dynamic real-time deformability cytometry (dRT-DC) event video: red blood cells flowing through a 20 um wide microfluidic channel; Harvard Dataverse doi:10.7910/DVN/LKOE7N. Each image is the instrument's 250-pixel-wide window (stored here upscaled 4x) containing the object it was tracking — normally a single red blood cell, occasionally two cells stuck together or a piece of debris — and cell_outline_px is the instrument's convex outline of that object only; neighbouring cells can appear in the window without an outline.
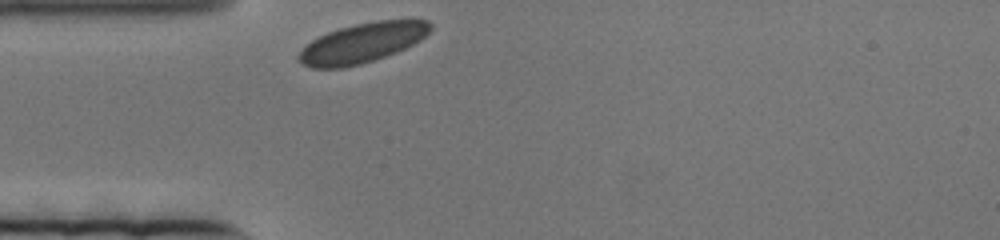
{"species": "human", "species_latin": "Homo sapiens", "temperature_condition": "cold", "stored_images_in_passage": 46, "camera_frame_rate_fps": 3000, "um_per_image_px": 0.085, "donor": {"sex": "female"}, "frame": {"image": 1, "passage_image": 1, "time_ms": 0.0, "image_size_px": [1000, 240], "cell_outline_px": [[432, 28], [420, 40], [396, 52], [360, 64], [340, 68], [312, 68], [304, 64], [296, 56], [312, 40], [328, 32], [340, 28], [356, 24], [376, 20], [428, 20], [432, 24]], "centroid_in_image_um": [30.8, 3.64], "position_along_channel_um": 54.2, "area_um2": 29.94}}
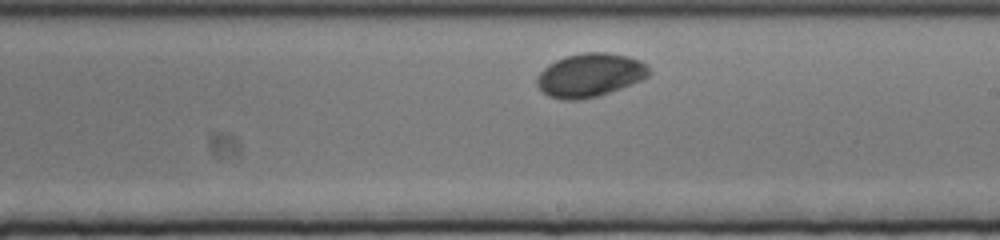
{"frame": {"image": 2, "passage_image": 27, "time_ms": 8.667, "image_size_px": [1000, 240], "cell_outline_px": [[652, 72], [648, 76], [632, 84], [596, 96], [576, 100], [560, 100], [548, 96], [536, 84], [536, 80], [540, 72], [548, 64], [556, 60], [568, 56], [584, 52], [608, 52], [628, 56], [640, 60]], "centroid_in_image_um": [50.14, 6.38], "position_along_channel_um": 238.9, "area_um2": 28.26}}
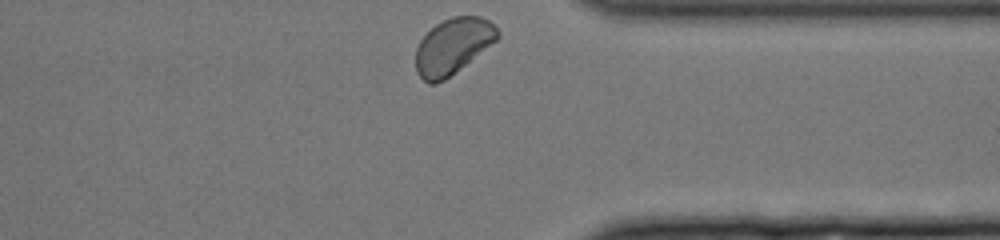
{"frame": {"image": 3, "passage_image": 46, "time_ms": 15.0, "image_size_px": [1000, 240], "cell_outline_px": [[500, 36], [496, 40], [444, 80], [436, 84], [428, 84], [416, 72], [416, 48], [420, 40], [436, 24], [452, 16], [480, 16], [488, 20], [496, 28]], "centroid_in_image_um": [38.46, 3.92], "position_along_channel_um": 372.9, "area_um2": 26.13}}